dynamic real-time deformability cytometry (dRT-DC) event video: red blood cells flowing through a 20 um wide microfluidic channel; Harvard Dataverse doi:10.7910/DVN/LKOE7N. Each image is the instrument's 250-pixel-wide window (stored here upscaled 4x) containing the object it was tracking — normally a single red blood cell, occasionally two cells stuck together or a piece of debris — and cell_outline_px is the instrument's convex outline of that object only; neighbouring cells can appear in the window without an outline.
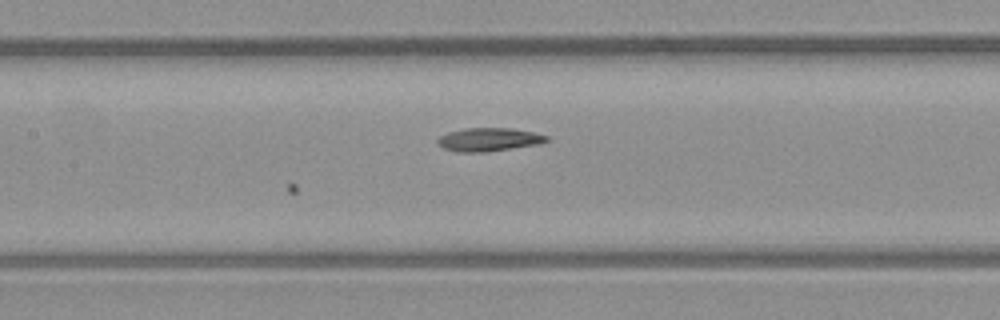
{"species": "common noctule bat (a hibernating species)", "species_latin": "Nyctalus noctula", "temperature_condition": "warm", "stored_images_in_passage": 10, "camera_frame_rate_fps": 3000, "um_per_image_px": 0.085, "animal": {"sex": "male", "body_mass_g": 23.1, "forearm_length_mm": 52.7}, "frame": {"image": 1, "passage_image": 10, "time_ms": 3.0, "image_size_px": [1000, 320], "cell_outline_px": [[548, 140], [540, 144], [484, 152], [456, 152], [444, 148], [436, 144], [436, 140], [440, 136], [448, 132], [464, 128], [512, 128], [532, 132], [548, 136]], "centroid_in_image_um": [41.51, 11.86], "position_along_channel_um": 165.9, "area_um2": 14.85}}